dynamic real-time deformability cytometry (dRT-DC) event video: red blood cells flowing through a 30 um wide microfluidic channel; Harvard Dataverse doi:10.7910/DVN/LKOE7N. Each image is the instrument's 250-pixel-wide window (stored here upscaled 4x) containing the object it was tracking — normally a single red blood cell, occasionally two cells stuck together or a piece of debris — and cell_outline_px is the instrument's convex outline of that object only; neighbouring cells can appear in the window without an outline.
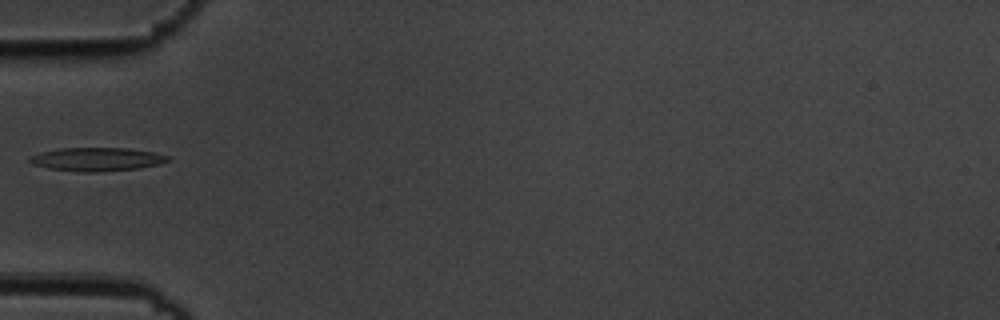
{"species": "common noctule bat (a hibernating species)", "species_latin": "Nyctalus noctula", "temperature_condition": "cold", "stored_images_in_passage": 38, "camera_frame_rate_fps": 3000, "um_per_image_px": 0.085, "animal": {"sex": "male", "body_mass_g": 19.5, "forearm_length_mm": 54.6}, "frame": {"image": 1, "passage_image": 1, "time_ms": 0.0, "image_size_px": [1000, 320], "cell_outline_px": [[172, 160], [160, 164], [140, 168], [96, 172], [84, 172], [48, 168], [32, 164], [28, 160], [28, 156], [40, 152], [60, 148], [128, 148], [152, 152], [168, 156]], "centroid_in_image_um": [8.22, 13.53], "position_along_channel_um": 76.8, "area_um2": 18.96}}
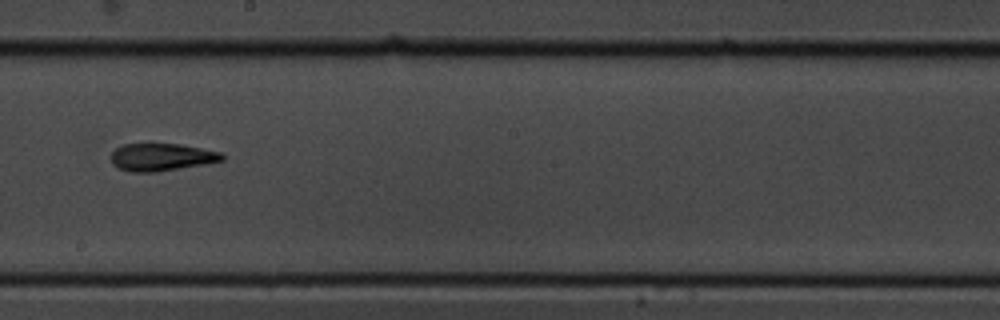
{"frame": {"image": 2, "passage_image": 14, "time_ms": 4.333, "image_size_px": [1000, 320], "cell_outline_px": [[224, 160], [204, 164], [156, 172], [132, 172], [120, 168], [112, 164], [112, 152], [116, 148], [124, 144], [148, 140], [152, 140], [180, 144], [224, 152]], "centroid_in_image_um": [13.73, 13.29], "position_along_channel_um": 234.5, "area_um2": 18.61}}
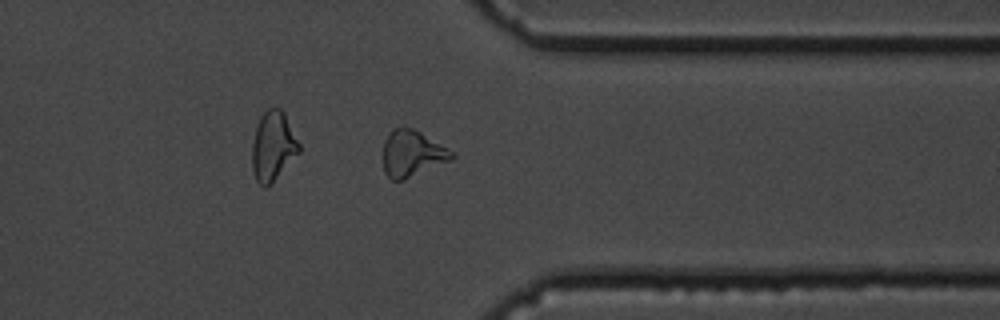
{"frame": {"image": 3, "passage_image": 26, "time_ms": 8.333, "image_size_px": [1000, 320], "cell_outline_px": [[456, 156], [452, 160], [404, 180], [392, 180], [384, 172], [384, 140], [392, 128], [412, 128], [420, 132], [452, 152]], "centroid_in_image_um": [35.01, 13.07], "position_along_channel_um": 376.4, "area_um2": 18.26}}